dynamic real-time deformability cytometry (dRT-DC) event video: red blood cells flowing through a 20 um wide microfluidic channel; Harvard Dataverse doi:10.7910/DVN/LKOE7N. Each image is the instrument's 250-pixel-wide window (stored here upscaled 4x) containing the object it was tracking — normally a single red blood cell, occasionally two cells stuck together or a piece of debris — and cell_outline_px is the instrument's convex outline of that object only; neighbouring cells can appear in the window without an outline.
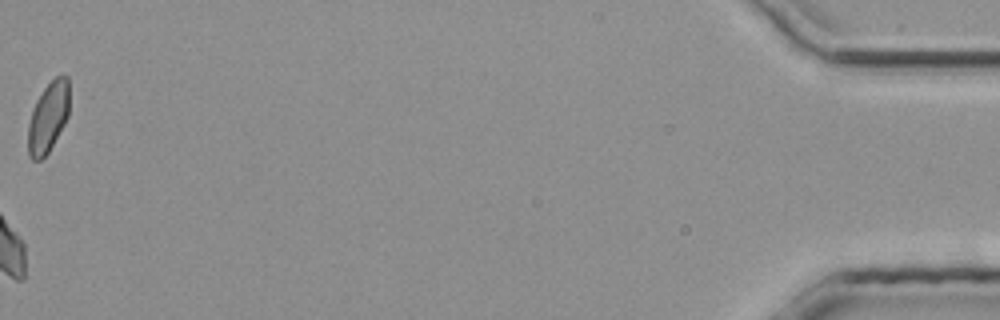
{"species": "common noctule bat (a hibernating species)", "species_latin": "Nyctalus noctula", "temperature_condition": "room temperature", "stored_images_in_passage": 24, "camera_frame_rate_fps": 3000, "um_per_image_px": 0.085, "animal": {"sex": "male", "body_mass_g": 20.4}, "frame": {"image": 1, "passage_image": 24, "time_ms": 7.667, "image_size_px": [1000, 320], "cell_outline_px": [[68, 116], [64, 124], [48, 152], [40, 160], [32, 160], [28, 152], [28, 124], [36, 100], [44, 88], [56, 76], [68, 76]], "centroid_in_image_um": [4.08, 9.97], "position_along_channel_um": 431.1, "area_um2": 16.59}}